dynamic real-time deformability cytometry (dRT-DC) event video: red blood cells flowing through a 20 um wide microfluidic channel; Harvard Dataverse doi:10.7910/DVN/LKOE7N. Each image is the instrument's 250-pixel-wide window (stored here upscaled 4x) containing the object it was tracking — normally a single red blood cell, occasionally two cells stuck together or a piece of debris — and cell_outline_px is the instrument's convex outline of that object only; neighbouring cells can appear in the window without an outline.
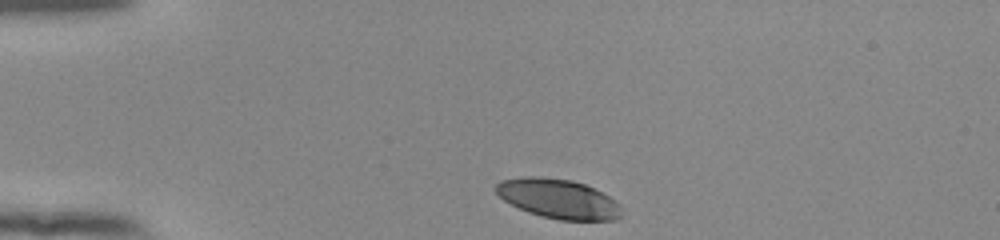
{"species": "human", "species_latin": "Homo sapiens", "temperature_condition": "room temperature", "stored_images_in_passage": 34, "camera_frame_rate_fps": 3000, "um_per_image_px": 0.085, "donor": {"sex": "female"}, "frame": {"image": 1, "passage_image": 1, "time_ms": 0.0, "image_size_px": [1000, 240], "cell_outline_px": [[620, 216], [616, 220], [560, 220], [540, 216], [528, 212], [504, 200], [496, 192], [496, 184], [500, 180], [520, 176], [540, 176], [572, 180], [584, 184], [616, 200], [620, 204]], "centroid_in_image_um": [47.44, 16.88], "position_along_channel_um": 37.6, "area_um2": 28.84}}
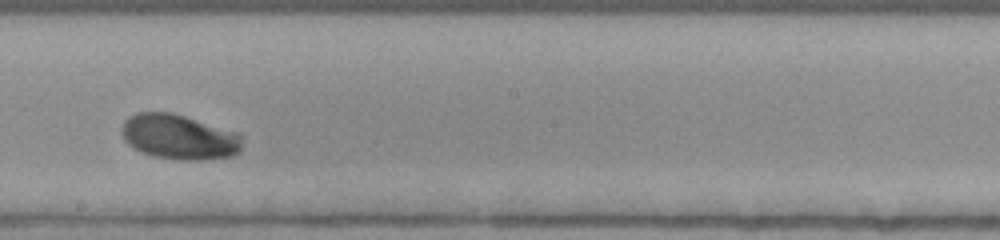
{"frame": {"image": 2, "passage_image": 20, "time_ms": 6.333, "image_size_px": [1000, 240], "cell_outline_px": [[244, 136], [240, 152], [232, 156], [208, 160], [176, 160], [152, 156], [140, 152], [128, 144], [124, 140], [120, 132], [120, 128], [124, 120], [128, 116], [136, 112], [172, 112], [240, 132]], "centroid_in_image_um": [15.24, 11.64], "position_along_channel_um": 233.0, "area_um2": 32.54}}
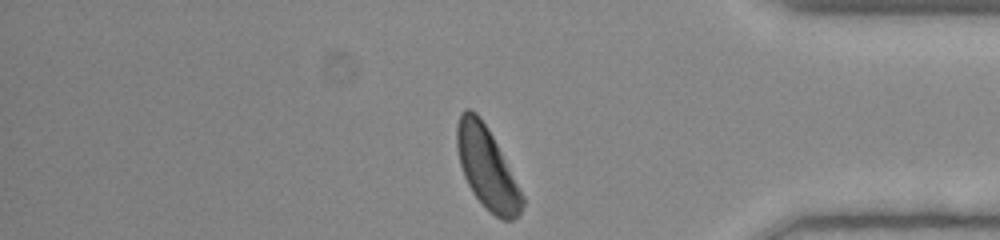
{"frame": {"image": 3, "passage_image": 34, "time_ms": 11.0, "image_size_px": [1000, 240], "cell_outline_px": [[524, 204], [520, 212], [512, 220], [500, 220], [472, 192], [464, 176], [460, 164], [456, 144], [456, 124], [460, 112], [464, 108], [468, 108], [476, 112], [480, 116], [488, 128], [524, 196]], "centroid_in_image_um": [41.36, 14.22], "position_along_channel_um": 393.8, "area_um2": 30.69}, "authors_computed_cell_mechanics": {"area_um2": 30.7785, "velocity_mm_per_s": 3.8719, "shape_relaxation_time_tau1_ms": 2.3963, "shape_relaxation_time_tau2_ms": null, "deformation_change_tau1": 0.1493, "deformation_change_tau2": null}}